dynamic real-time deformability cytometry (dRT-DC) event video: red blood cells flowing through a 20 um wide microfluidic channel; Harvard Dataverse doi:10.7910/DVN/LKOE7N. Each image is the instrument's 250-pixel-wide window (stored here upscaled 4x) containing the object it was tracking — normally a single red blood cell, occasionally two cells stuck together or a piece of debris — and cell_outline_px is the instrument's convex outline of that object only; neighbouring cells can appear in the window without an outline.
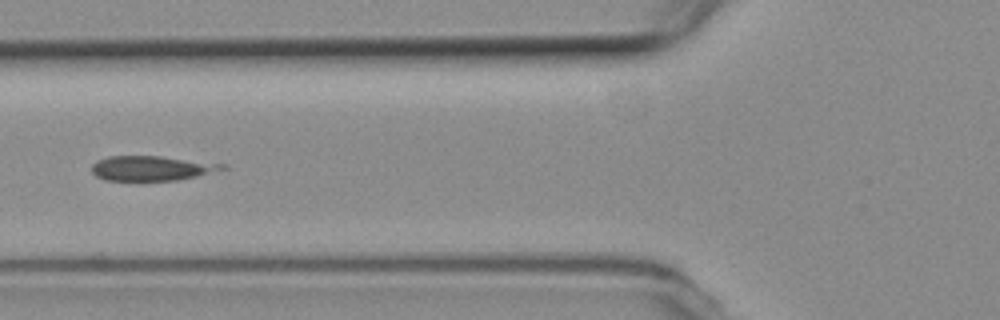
{"species": "common noctule bat (a hibernating species)", "species_latin": "Nyctalus noctula", "temperature_condition": "room temperature", "stored_images_in_passage": 42, "camera_frame_rate_fps": 3000, "um_per_image_px": 0.085, "animal": {"sex": "female", "body_mass_g": 19.3, "forearm_length_mm": 54.1}, "frame": {"image": 1, "passage_image": 21, "time_ms": 6.667, "image_size_px": [1000, 320], "cell_outline_px": [[228, 168], [196, 176], [176, 180], [104, 180], [96, 176], [92, 172], [92, 164], [96, 160], [108, 156], [160, 156], [228, 164]], "centroid_in_image_um": [12.89, 14.29], "position_along_channel_um": 112.9, "area_um2": 18.84}}
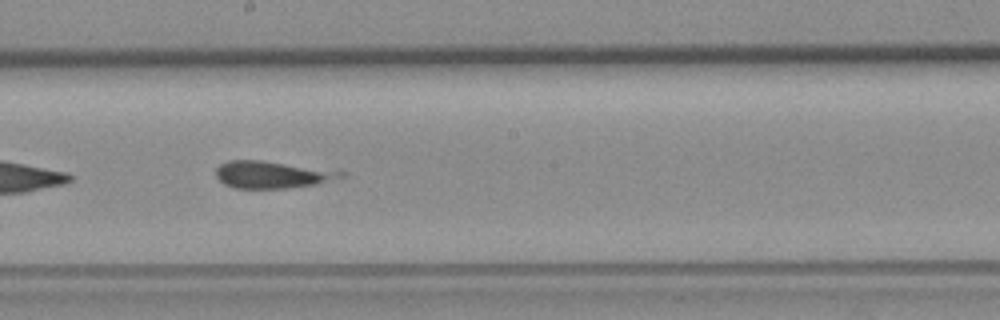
{"frame": {"image": 2, "passage_image": 30, "time_ms": 9.667, "image_size_px": [1000, 320], "cell_outline_px": [[348, 172], [344, 176], [316, 184], [288, 188], [232, 188], [224, 184], [216, 176], [216, 168], [220, 164], [228, 160], [260, 160]], "centroid_in_image_um": [23.09, 14.84], "position_along_channel_um": 225.1, "area_um2": 19.59}}
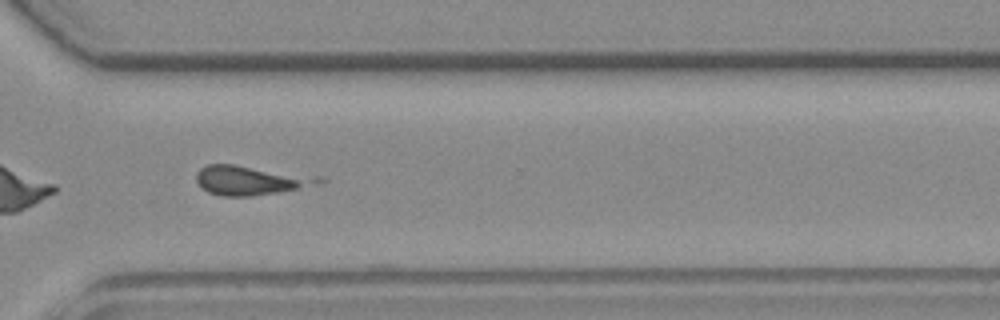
{"frame": {"image": 3, "passage_image": 40, "time_ms": 13.0, "image_size_px": [1000, 320], "cell_outline_px": [[328, 180], [320, 184], [276, 192], [252, 196], [220, 196], [208, 192], [196, 180], [196, 172], [200, 168], [208, 164], [232, 164], [324, 176]], "centroid_in_image_um": [21.37, 15.31], "position_along_channel_um": 349.2, "area_um2": 21.1}}